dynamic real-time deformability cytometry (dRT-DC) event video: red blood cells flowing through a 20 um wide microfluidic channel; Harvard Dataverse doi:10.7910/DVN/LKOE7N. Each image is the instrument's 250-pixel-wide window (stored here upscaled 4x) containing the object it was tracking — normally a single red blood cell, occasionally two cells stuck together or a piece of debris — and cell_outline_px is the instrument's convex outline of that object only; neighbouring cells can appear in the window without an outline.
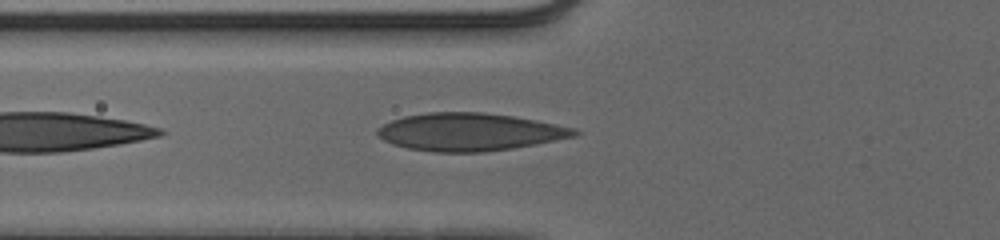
{"species": "human", "species_latin": "Homo sapiens", "temperature_condition": "cold", "stored_images_in_passage": 34, "camera_frame_rate_fps": 3000, "um_per_image_px": 0.085, "donor": {"sex": "male"}, "frame": {"image": 1, "passage_image": 2, "time_ms": 0.333, "image_size_px": [1000, 240], "cell_outline_px": [[584, 132], [576, 136], [512, 148], [484, 152], [432, 152], [408, 148], [392, 144], [384, 140], [376, 132], [376, 128], [392, 120], [404, 116], [428, 112], [484, 112], [512, 116], [536, 120], [576, 128]], "centroid_in_image_um": [39.93, 11.21], "position_along_channel_um": 85.9, "area_um2": 43.29}}
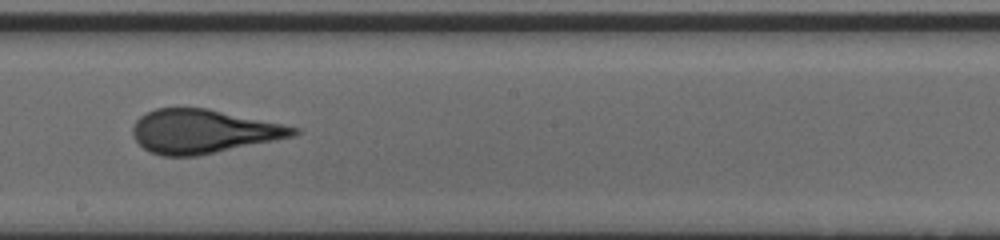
{"frame": {"image": 2, "passage_image": 13, "time_ms": 4.0, "image_size_px": [1000, 240], "cell_outline_px": [[300, 132], [296, 136], [196, 156], [160, 156], [144, 148], [136, 140], [132, 132], [132, 128], [136, 120], [140, 116], [156, 108], [208, 108], [300, 128]], "centroid_in_image_um": [17.28, 11.17], "position_along_channel_um": 230.9, "area_um2": 40.81}}
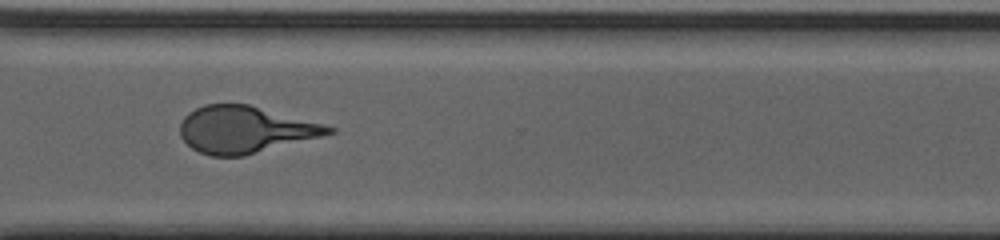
{"frame": {"image": 3, "passage_image": 22, "time_ms": 7.0, "image_size_px": [1000, 240], "cell_outline_px": [[336, 132], [244, 156], [212, 156], [200, 152], [192, 148], [180, 136], [180, 124], [184, 116], [188, 112], [204, 104], [248, 104], [324, 124], [336, 128]], "centroid_in_image_um": [20.81, 11.01], "position_along_channel_um": 349.8, "area_um2": 40.29}, "authors_computed_cell_mechanics": {"area_um2": 40.9224, "velocity_mm_per_s": 3.9519, "shape_relaxation_time_tau1_ms": 5.6033, "shape_relaxation_time_tau2_ms": 0.6701, "deformation_change_tau1": 0.1918, "deformation_change_tau2": 0.0719}}